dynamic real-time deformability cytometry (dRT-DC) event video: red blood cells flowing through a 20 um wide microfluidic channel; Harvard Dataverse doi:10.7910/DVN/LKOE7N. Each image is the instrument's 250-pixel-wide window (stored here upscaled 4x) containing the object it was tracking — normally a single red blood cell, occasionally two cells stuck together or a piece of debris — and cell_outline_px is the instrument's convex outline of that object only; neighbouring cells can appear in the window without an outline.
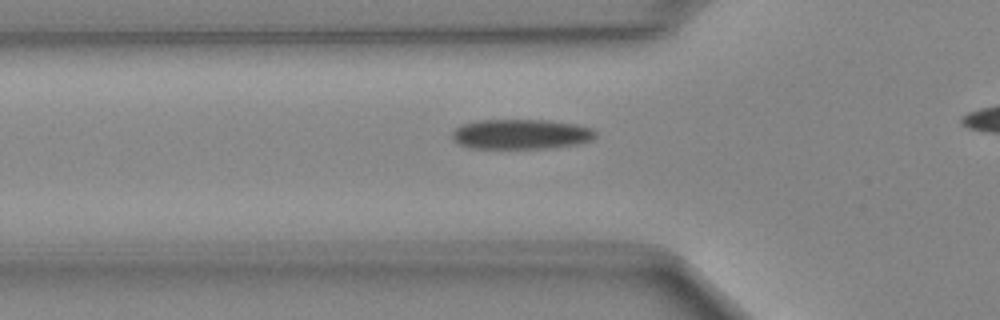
{"species": "Egyptian fruit bat (a non-hibernating species)", "species_latin": "Rousettus aegyptiacus", "temperature_condition": "cold", "stored_images_in_passage": 33, "camera_frame_rate_fps": 3000, "um_per_image_px": 0.085, "animal": {"sex": "female"}, "frame": {"image": 1, "passage_image": 9, "time_ms": 2.667, "image_size_px": [1000, 320], "cell_outline_px": [[596, 136], [588, 140], [576, 144], [544, 148], [472, 148], [460, 144], [452, 140], [452, 132], [460, 124], [476, 120], [548, 120], [576, 124], [592, 128], [596, 132]], "centroid_in_image_um": [44.24, 11.39], "position_along_channel_um": 81.6, "area_um2": 24.97}}
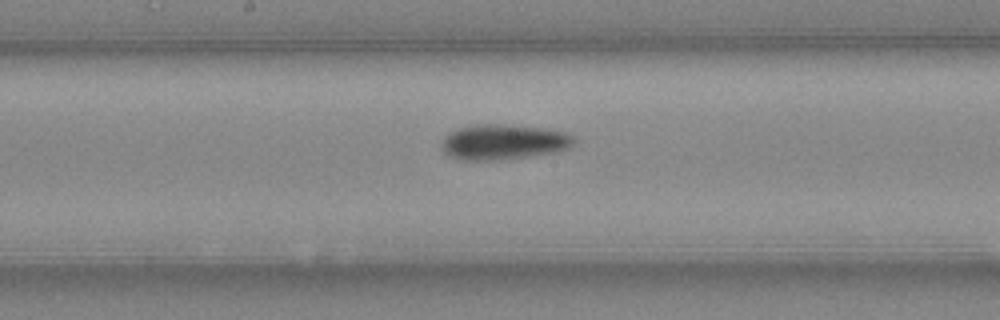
{"frame": {"image": 2, "passage_image": 18, "time_ms": 5.667, "image_size_px": [1000, 320], "cell_outline_px": [[576, 140], [568, 148], [556, 152], [528, 156], [496, 160], [460, 160], [448, 156], [444, 152], [444, 136], [448, 132], [456, 128], [472, 124], [504, 124], [544, 128], [564, 132], [572, 136]], "centroid_in_image_um": [42.77, 12.06], "position_along_channel_um": 205.4, "area_um2": 27.22}}
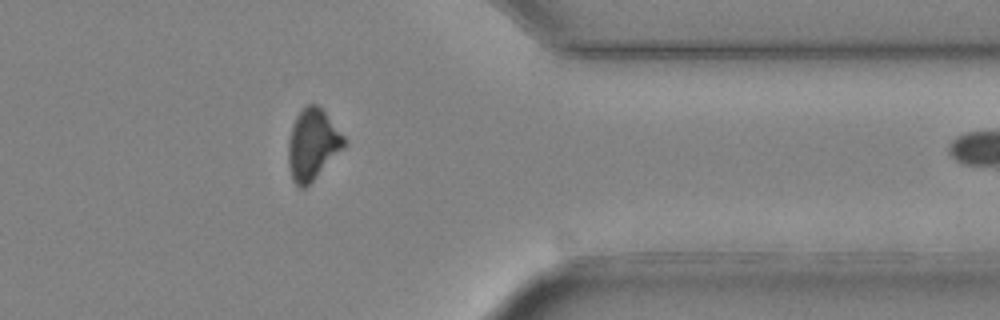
{"frame": {"image": 3, "passage_image": 32, "time_ms": 10.333, "image_size_px": [1000, 320], "cell_outline_px": [[348, 144], [304, 188], [300, 188], [292, 180], [288, 164], [288, 140], [292, 124], [296, 116], [308, 104], [316, 104], [324, 112], [344, 136]], "centroid_in_image_um": [26.55, 12.28], "position_along_channel_um": 384.8, "area_um2": 22.77}}